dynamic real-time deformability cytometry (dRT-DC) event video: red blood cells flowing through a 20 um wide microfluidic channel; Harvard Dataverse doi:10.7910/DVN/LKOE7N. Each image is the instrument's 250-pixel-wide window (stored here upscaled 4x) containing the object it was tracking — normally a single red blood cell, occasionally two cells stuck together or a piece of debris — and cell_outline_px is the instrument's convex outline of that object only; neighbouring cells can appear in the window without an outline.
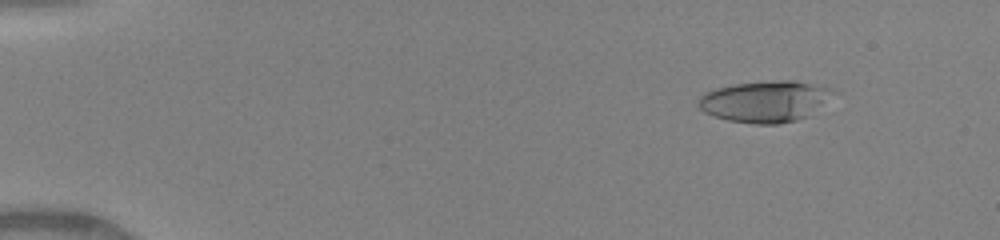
{"species": "human", "species_latin": "Homo sapiens", "temperature_condition": "warm", "stored_images_in_passage": 49, "camera_frame_rate_fps": 3000, "um_per_image_px": 0.085, "donor": {"sex": "female"}, "frame": {"image": 1, "passage_image": 6, "time_ms": 1.667, "image_size_px": [1000, 240], "cell_outline_px": [[840, 92], [804, 116], [796, 120], [780, 124], [756, 124], [728, 120], [704, 112], [700, 108], [696, 100], [704, 92], [716, 88], [732, 84], [776, 80], [792, 80], [824, 84], [836, 88]], "centroid_in_image_um": [65.08, 8.58], "position_along_channel_um": 19.9, "area_um2": 32.83}}
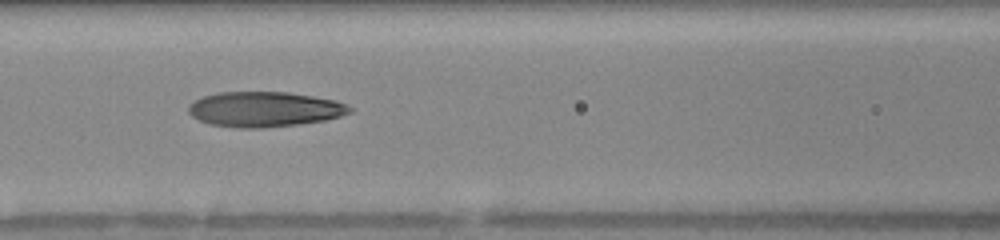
{"frame": {"image": 2, "passage_image": 23, "time_ms": 7.333, "image_size_px": [1000, 240], "cell_outline_px": [[352, 112], [340, 116], [324, 120], [300, 124], [260, 128], [240, 128], [208, 124], [192, 116], [188, 112], [188, 104], [204, 96], [216, 92], [288, 92], [336, 100], [352, 108]], "centroid_in_image_um": [22.46, 9.29], "position_along_channel_um": 144.1, "area_um2": 33.0}}
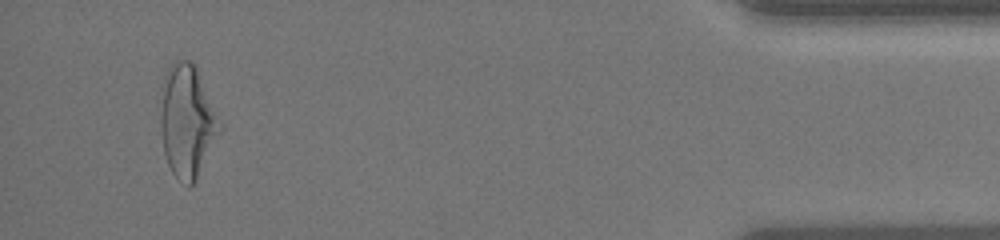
{"frame": {"image": 3, "passage_image": 47, "time_ms": 15.333, "image_size_px": [1000, 240], "cell_outline_px": [[212, 132], [196, 180], [188, 188], [172, 172], [168, 164], [164, 152], [160, 124], [160, 116], [164, 88], [168, 68], [176, 60], [188, 60], [196, 68], [212, 112]], "centroid_in_image_um": [15.73, 10.31], "position_along_channel_um": 419.5, "area_um2": 34.68}, "authors_computed_cell_mechanics": {"area_um2": 32.946, "velocity_mm_per_s": 4.1927, "shape_relaxation_time_tau1_ms": 7.8303, "shape_relaxation_time_tau2_ms": 1.7297, "deformation_change_tau1": 0.2831, "deformation_change_tau2": 0.1129}}